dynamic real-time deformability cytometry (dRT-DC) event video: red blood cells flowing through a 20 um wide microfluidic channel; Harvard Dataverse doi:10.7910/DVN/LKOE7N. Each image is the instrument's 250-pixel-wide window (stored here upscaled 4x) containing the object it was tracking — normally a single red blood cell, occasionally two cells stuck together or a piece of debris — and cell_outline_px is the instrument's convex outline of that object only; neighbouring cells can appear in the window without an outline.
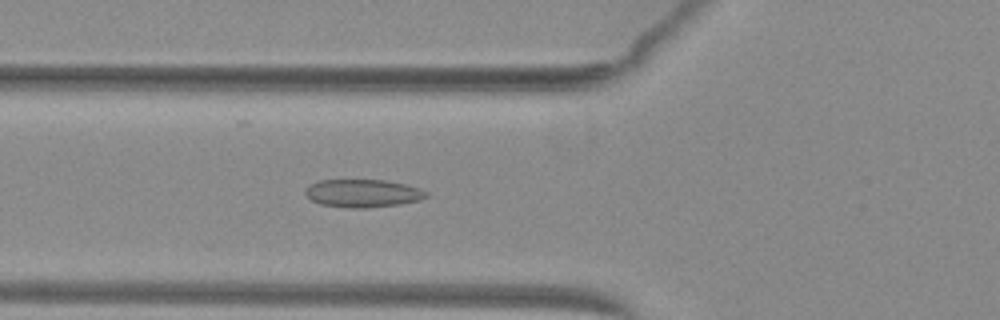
{"species": "common noctule bat (a hibernating species)", "species_latin": "Nyctalus noctula", "temperature_condition": "warm", "stored_images_in_passage": 50, "camera_frame_rate_fps": 3000, "um_per_image_px": 0.085, "animal": {"sex": "female", "body_mass_g": 29.2, "forearm_length_mm": 56.3}, "frame": {"image": 1, "passage_image": 19, "time_ms": 6.0, "image_size_px": [1000, 320], "cell_outline_px": [[428, 196], [420, 200], [400, 204], [364, 208], [348, 208], [320, 204], [312, 200], [304, 192], [304, 188], [308, 184], [320, 180], [384, 180], [404, 184], [420, 188], [428, 192]], "centroid_in_image_um": [30.82, 16.43], "position_along_channel_um": 95.0, "area_um2": 19.77}}
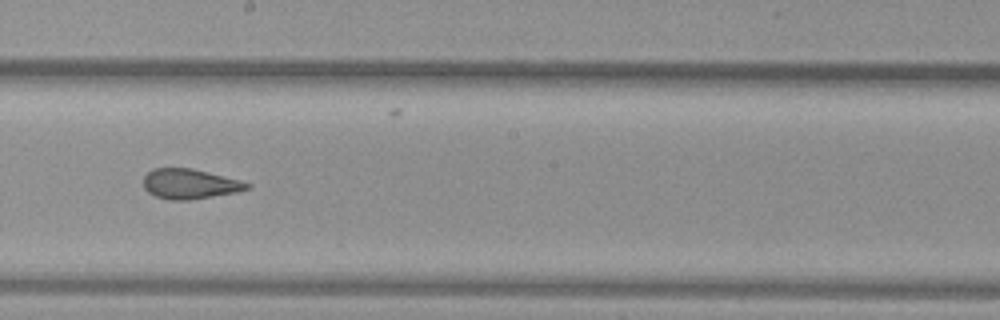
{"frame": {"image": 2, "passage_image": 29, "time_ms": 9.333, "image_size_px": [1000, 320], "cell_outline_px": [[252, 188], [236, 192], [188, 200], [168, 200], [156, 196], [148, 192], [144, 188], [144, 176], [152, 168], [192, 168], [240, 180], [252, 184]], "centroid_in_image_um": [16.14, 15.63], "position_along_channel_um": 232.1, "area_um2": 18.09}}
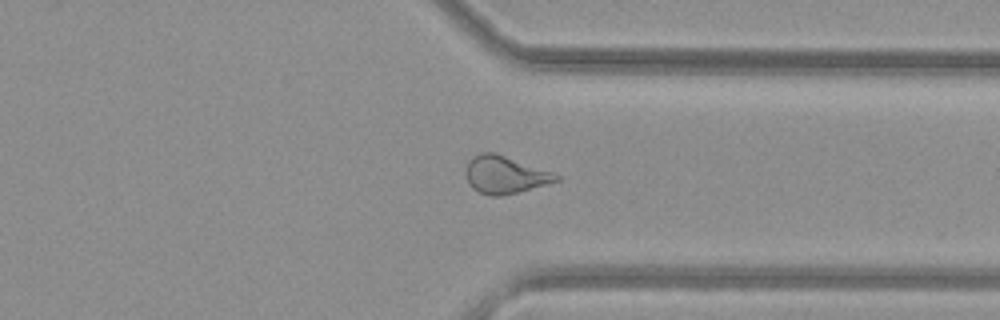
{"frame": {"image": 3, "passage_image": 39, "time_ms": 12.667, "image_size_px": [1000, 320], "cell_outline_px": [[560, 180], [516, 192], [500, 196], [492, 196], [480, 192], [472, 188], [468, 184], [464, 172], [468, 160], [472, 156], [480, 152], [492, 152], [552, 172], [560, 176]], "centroid_in_image_um": [42.84, 14.85], "position_along_channel_um": 368.6, "area_um2": 19.48}, "authors_computed_cell_mechanics": {"area_um2": 20.6346, "velocity_mm_per_s": 4.0951, "shape_relaxation_time_tau1_ms": null, "shape_relaxation_time_tau2_ms": 1.5211, "deformation_change_tau1": null, "deformation_change_tau2": 0.089}}